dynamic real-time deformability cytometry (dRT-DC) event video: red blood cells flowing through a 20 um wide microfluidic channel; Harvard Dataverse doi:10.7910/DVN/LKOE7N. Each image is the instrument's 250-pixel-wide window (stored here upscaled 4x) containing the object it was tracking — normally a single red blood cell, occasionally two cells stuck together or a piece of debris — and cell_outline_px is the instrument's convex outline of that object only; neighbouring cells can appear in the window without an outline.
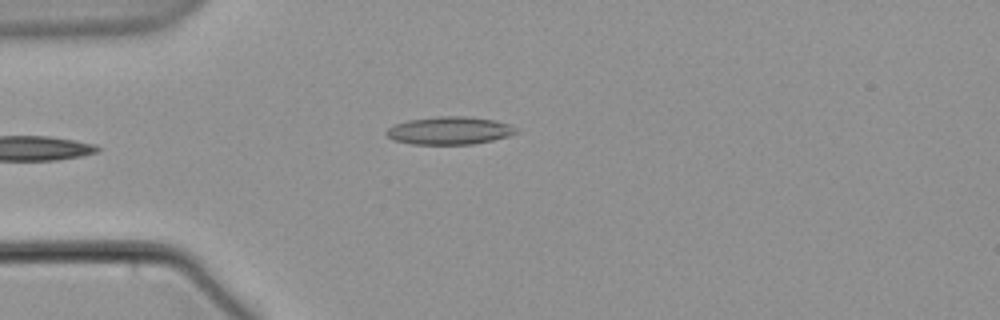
{"species": "common noctule bat (a hibernating species)", "species_latin": "Nyctalus noctula", "temperature_condition": "warm", "stored_images_in_passage": 2, "camera_frame_rate_fps": 3000, "um_per_image_px": 0.085, "animal": {"sex": "male", "body_mass_g": 21.5, "forearm_length_mm": 52.0}, "frame": {"image": 1, "passage_image": 2, "time_ms": 1.333, "image_size_px": [1000, 320], "cell_outline_px": [[516, 132], [508, 136], [492, 140], [472, 144], [412, 144], [396, 140], [388, 136], [388, 128], [396, 124], [408, 120], [440, 116], [464, 116], [492, 120], [508, 124]], "centroid_in_image_um": [38.18, 11.1], "position_along_channel_um": 46.8, "area_um2": 20.4}}